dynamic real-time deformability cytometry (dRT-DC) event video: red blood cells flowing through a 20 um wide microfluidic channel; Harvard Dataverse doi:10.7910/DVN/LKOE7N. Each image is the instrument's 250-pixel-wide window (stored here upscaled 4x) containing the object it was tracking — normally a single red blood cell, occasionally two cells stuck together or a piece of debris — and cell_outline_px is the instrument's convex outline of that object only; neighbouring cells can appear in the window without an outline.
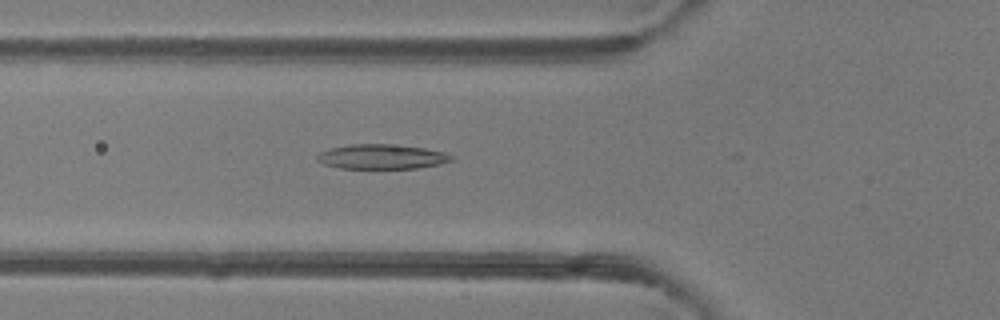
{"species": "common noctule bat (a hibernating species)", "species_latin": "Nyctalus noctula", "temperature_condition": "room temperature", "stored_images_in_passage": 49, "camera_frame_rate_fps": 3000, "um_per_image_px": 0.085, "animal": {"sex": "female"}, "frame": {"image": 1, "passage_image": 18, "time_ms": 5.667, "image_size_px": [1000, 320], "cell_outline_px": [[452, 160], [440, 164], [416, 168], [340, 168], [324, 164], [316, 160], [316, 156], [320, 152], [328, 148], [348, 144], [388, 144], [424, 148], [444, 152], [452, 156]], "centroid_in_image_um": [32.39, 13.31], "position_along_channel_um": 93.4, "area_um2": 19.25}}
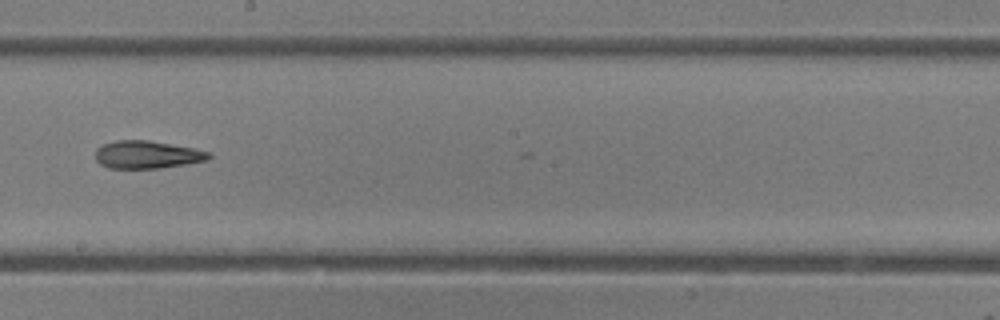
{"frame": {"image": 2, "passage_image": 28, "time_ms": 9.0, "image_size_px": [1000, 320], "cell_outline_px": [[212, 156], [208, 160], [160, 168], [108, 168], [100, 164], [96, 160], [96, 148], [104, 144], [116, 140], [148, 140], [192, 148], [212, 152]], "centroid_in_image_um": [12.5, 13.14], "position_along_channel_um": 235.7, "area_um2": 18.26}}
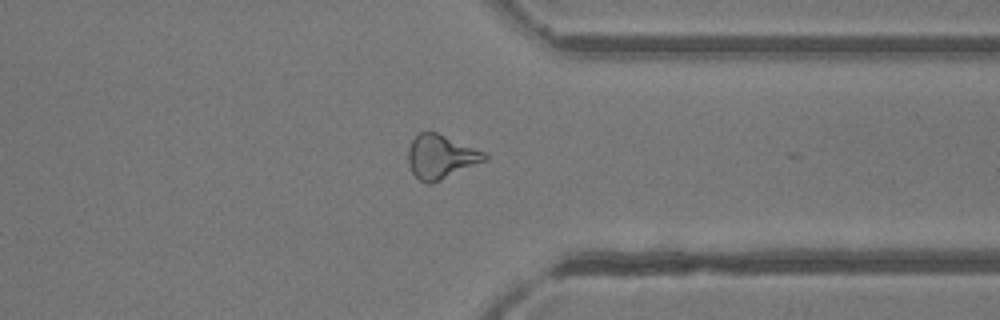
{"frame": {"image": 3, "passage_image": 38, "time_ms": 12.333, "image_size_px": [1000, 320], "cell_outline_px": [[488, 160], [440, 180], [428, 184], [420, 180], [412, 172], [408, 164], [408, 148], [412, 140], [420, 132], [436, 132], [488, 152]], "centroid_in_image_um": [37.51, 13.31], "position_along_channel_um": 373.9, "area_um2": 19.65}, "authors_computed_cell_mechanics": {"area_um2": 19.652, "velocity_mm_per_s": 4.2507, "shape_relaxation_time_tau1_ms": null, "shape_relaxation_time_tau2_ms": 5.975, "deformation_change_tau1": null, "deformation_change_tau2": 0.1923}}